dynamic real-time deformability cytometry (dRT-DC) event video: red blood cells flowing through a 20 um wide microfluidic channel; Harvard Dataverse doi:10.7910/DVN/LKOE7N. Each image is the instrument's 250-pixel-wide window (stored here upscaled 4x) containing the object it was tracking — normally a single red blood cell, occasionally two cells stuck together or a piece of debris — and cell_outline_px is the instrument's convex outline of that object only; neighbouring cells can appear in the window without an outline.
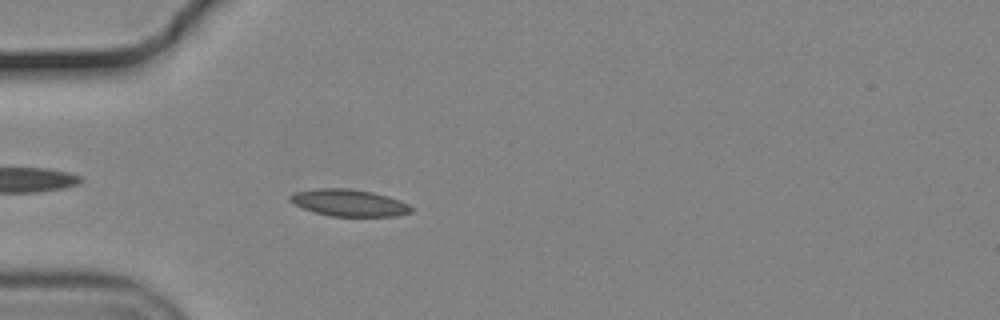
{"species": "common noctule bat (a hibernating species)", "species_latin": "Nyctalus noctula", "temperature_condition": "cold", "stored_images_in_passage": 46, "camera_frame_rate_fps": 3000, "um_per_image_px": 0.085, "animal": {"sex": "male", "body_mass_g": 19.2, "forearm_length_mm": 51.8}, "frame": {"image": 1, "passage_image": 7, "time_ms": 2.0, "image_size_px": [1000, 320], "cell_outline_px": [[412, 212], [396, 216], [332, 216], [316, 212], [304, 208], [288, 200], [288, 196], [292, 192], [316, 188], [348, 188], [372, 192], [388, 196], [400, 200], [408, 204], [412, 208]], "centroid_in_image_um": [29.65, 17.22], "position_along_channel_um": 55.3, "area_um2": 18.96}}
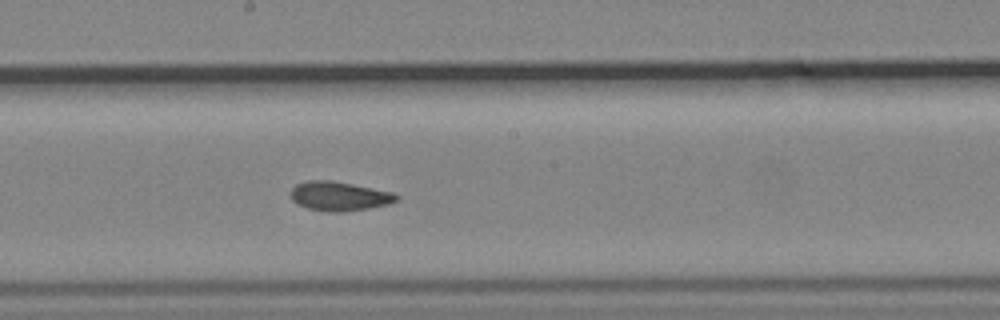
{"frame": {"image": 2, "passage_image": 21, "time_ms": 6.667, "image_size_px": [1000, 320], "cell_outline_px": [[400, 196], [396, 200], [388, 204], [368, 208], [344, 212], [328, 212], [308, 208], [296, 204], [292, 200], [288, 192], [296, 184], [308, 180], [332, 180], [392, 192]], "centroid_in_image_um": [28.78, 16.67], "position_along_channel_um": 219.4, "area_um2": 18.09}}
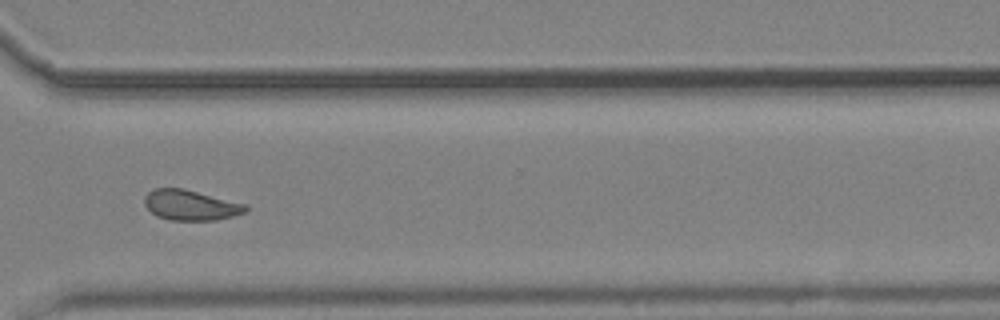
{"frame": {"image": 3, "passage_image": 32, "time_ms": 10.333, "image_size_px": [1000, 320], "cell_outline_px": [[248, 208], [244, 212], [232, 216], [216, 220], [168, 220], [156, 216], [144, 204], [144, 196], [152, 188], [184, 188], [248, 204]], "centroid_in_image_um": [16.2, 17.42], "position_along_channel_um": 354.4, "area_um2": 18.03}, "authors_computed_cell_mechanics": {"area_um2": 18.0047, "velocity_mm_per_s": 3.6881, "shape_relaxation_time_tau1_ms": null, "shape_relaxation_time_tau2_ms": 1.755, "deformation_change_tau1": null, "deformation_change_tau2": 0.06}}